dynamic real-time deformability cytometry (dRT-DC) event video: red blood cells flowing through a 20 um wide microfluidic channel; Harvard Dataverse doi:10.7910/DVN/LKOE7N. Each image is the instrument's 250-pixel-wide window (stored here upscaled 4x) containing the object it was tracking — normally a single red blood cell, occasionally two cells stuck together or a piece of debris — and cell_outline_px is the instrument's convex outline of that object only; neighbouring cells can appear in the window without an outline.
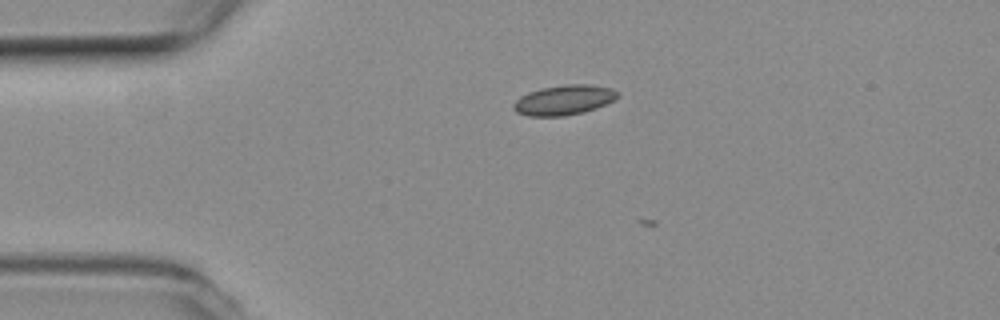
{"species": "common noctule bat (a hibernating species)", "species_latin": "Nyctalus noctula", "temperature_condition": "room temperature", "stored_images_in_passage": 4, "camera_frame_rate_fps": 3000, "um_per_image_px": 0.085, "animal": {"sex": "female", "body_mass_g": 19.3, "forearm_length_mm": 54.1}, "frame": {"image": 1, "passage_image": 3, "time_ms": 0.667, "image_size_px": [1000, 320], "cell_outline_px": [[620, 96], [616, 100], [584, 112], [564, 116], [528, 116], [516, 112], [512, 108], [512, 104], [520, 96], [528, 92], [540, 88], [564, 84], [592, 84], [612, 88], [620, 92]], "centroid_in_image_um": [47.95, 8.49], "position_along_channel_um": 37.0, "area_um2": 18.5}}